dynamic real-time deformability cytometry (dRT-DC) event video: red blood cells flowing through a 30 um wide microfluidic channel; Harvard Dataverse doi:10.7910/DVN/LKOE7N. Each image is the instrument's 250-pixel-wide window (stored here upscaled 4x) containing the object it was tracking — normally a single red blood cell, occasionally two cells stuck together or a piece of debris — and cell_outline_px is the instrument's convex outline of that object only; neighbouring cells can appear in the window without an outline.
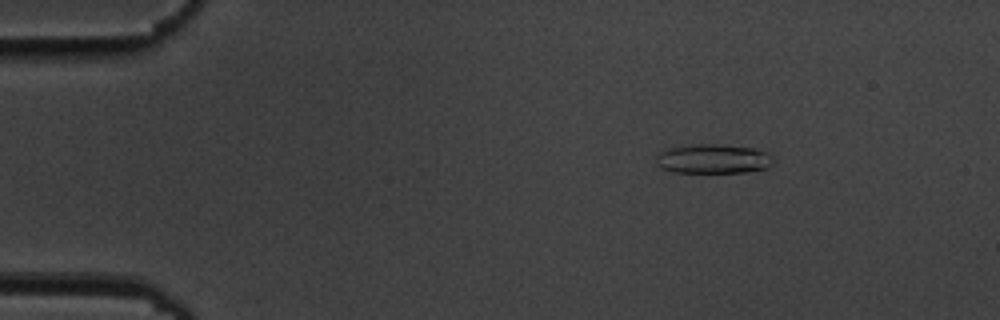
{"species": "common noctule bat (a hibernating species)", "species_latin": "Nyctalus noctula", "temperature_condition": "cold", "stored_images_in_passage": 55, "camera_frame_rate_fps": 3000, "um_per_image_px": 0.085, "animal": {"sex": "male", "body_mass_g": 19.5, "forearm_length_mm": 54.6}, "frame": {"image": 1, "passage_image": 9, "time_ms": 2.667, "image_size_px": [1000, 320], "cell_outline_px": [[772, 164], [768, 168], [744, 172], [676, 172], [660, 168], [656, 164], [656, 156], [660, 152], [672, 148], [692, 144], [720, 144], [752, 148], [768, 152], [772, 156]], "centroid_in_image_um": [60.63, 13.5], "position_along_channel_um": 24.4, "area_um2": 20.0}}
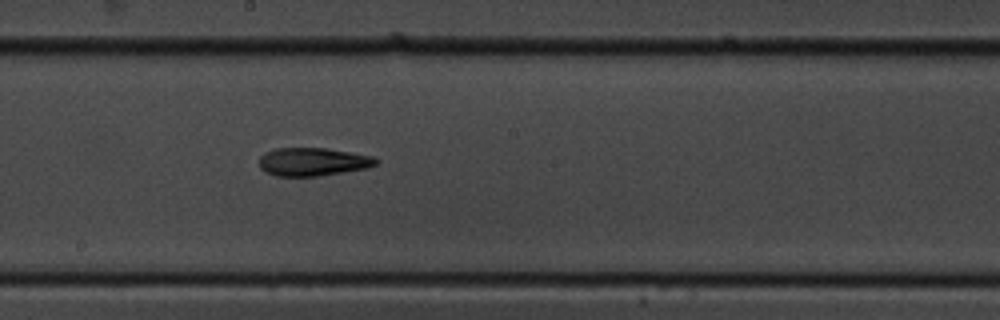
{"frame": {"image": 2, "passage_image": 31, "time_ms": 10.0, "image_size_px": [1000, 320], "cell_outline_px": [[380, 160], [376, 164], [368, 168], [316, 176], [276, 176], [264, 172], [260, 168], [260, 156], [264, 152], [276, 148], [328, 148], [372, 156]], "centroid_in_image_um": [26.57, 13.75], "position_along_channel_um": 221.6, "area_um2": 19.25}}
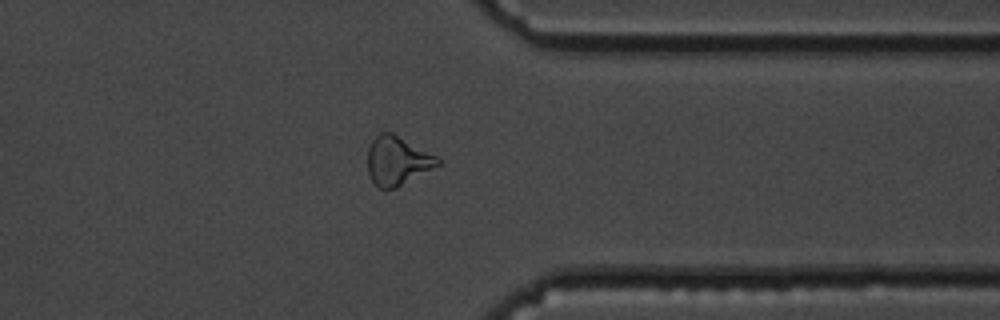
{"frame": {"image": 3, "passage_image": 44, "time_ms": 14.333, "image_size_px": [1000, 320], "cell_outline_px": [[440, 164], [396, 188], [384, 192], [368, 176], [368, 148], [372, 140], [380, 132], [392, 132], [436, 156], [440, 160]], "centroid_in_image_um": [33.73, 13.68], "position_along_channel_um": 377.7, "area_um2": 19.88}, "authors_computed_cell_mechanics": {"area_um2": 19.8832, "velocity_mm_per_s": 3.7022, "shape_relaxation_time_tau1_ms": 7.2925, "shape_relaxation_time_tau2_ms": 4.6794, "deformation_change_tau1": 0.1906, "deformation_change_tau2": 0.1574}}